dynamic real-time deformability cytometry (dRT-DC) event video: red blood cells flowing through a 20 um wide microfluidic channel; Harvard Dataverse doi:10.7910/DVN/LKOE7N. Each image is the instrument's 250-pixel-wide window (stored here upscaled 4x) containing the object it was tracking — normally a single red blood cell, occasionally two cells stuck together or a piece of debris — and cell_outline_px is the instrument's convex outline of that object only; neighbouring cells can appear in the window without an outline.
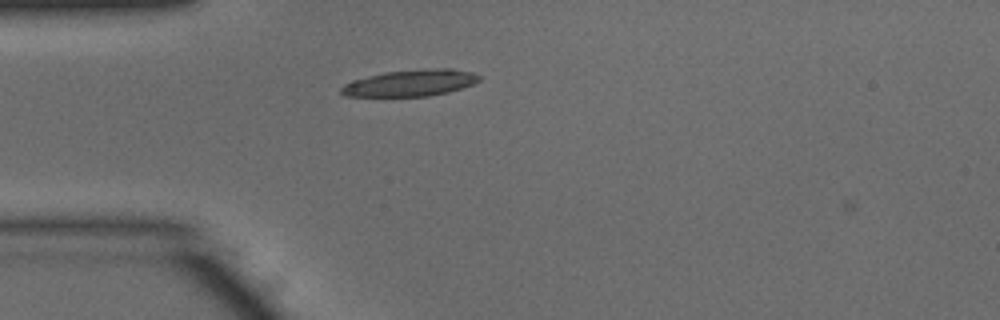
{"species": "common noctule bat (a hibernating species)", "species_latin": "Nyctalus noctula", "temperature_condition": "warm", "stored_images_in_passage": 7, "camera_frame_rate_fps": 3000, "um_per_image_px": 0.085, "animal": {"sex": "male", "body_mass_g": 15.6}, "frame": {"image": 1, "passage_image": 6, "time_ms": 1.667, "image_size_px": [1000, 320], "cell_outline_px": [[480, 80], [472, 84], [448, 92], [428, 96], [344, 96], [340, 92], [340, 88], [344, 84], [352, 80], [384, 72], [428, 68], [452, 68], [472, 72], [480, 76]], "centroid_in_image_um": [34.87, 7.04], "position_along_channel_um": 50.1, "area_um2": 21.33}}